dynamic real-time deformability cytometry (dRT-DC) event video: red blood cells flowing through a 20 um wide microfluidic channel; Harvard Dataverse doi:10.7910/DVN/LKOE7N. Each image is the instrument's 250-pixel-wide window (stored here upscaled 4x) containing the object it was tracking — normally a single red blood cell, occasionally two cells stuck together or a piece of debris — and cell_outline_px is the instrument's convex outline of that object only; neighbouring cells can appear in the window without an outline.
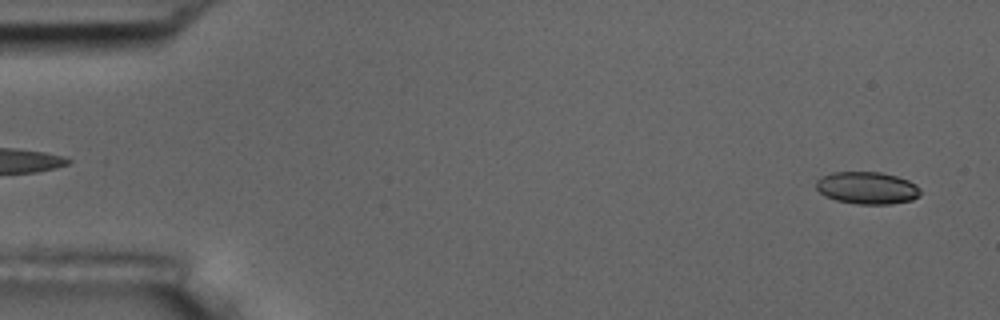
{"species": "common noctule bat (a hibernating species)", "species_latin": "Nyctalus noctula", "temperature_condition": "room temperature", "stored_images_in_passage": 4, "segment_of_instrument_passage": [2, 2], "camera_frame_rate_fps": 3000, "um_per_image_px": 0.085, "animal": {"sex": "male", "body_mass_g": 17.5, "forearm_length_mm": 52.3}, "frame": {"image": 1, "passage_image": 4, "time_ms": 3.667, "image_size_px": [1000, 320], "cell_outline_px": [[920, 196], [912, 200], [892, 204], [856, 204], [836, 200], [824, 196], [816, 188], [816, 180], [820, 176], [832, 172], [880, 172], [896, 176], [908, 180], [916, 184], [920, 188]], "centroid_in_image_um": [73.7, 15.97], "position_along_channel_um": 11.3, "area_um2": 19.83}}